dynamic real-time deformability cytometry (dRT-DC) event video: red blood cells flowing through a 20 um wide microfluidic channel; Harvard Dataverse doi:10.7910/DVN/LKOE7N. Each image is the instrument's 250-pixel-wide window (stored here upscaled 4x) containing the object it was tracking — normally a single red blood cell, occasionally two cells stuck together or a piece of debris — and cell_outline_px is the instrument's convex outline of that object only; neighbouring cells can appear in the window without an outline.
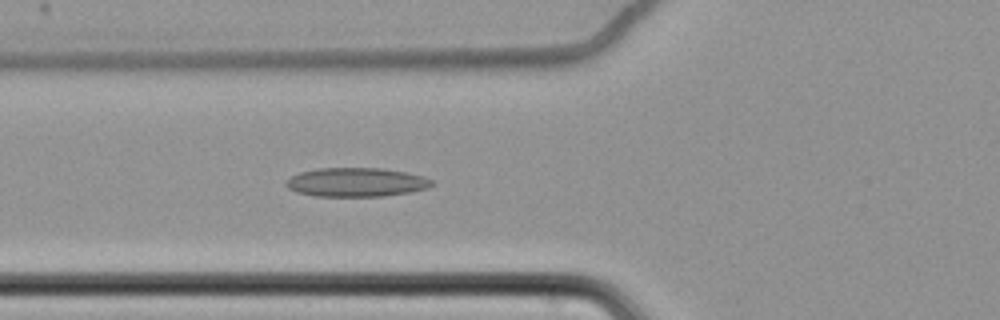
{"species": "common noctule bat (a hibernating species)", "species_latin": "Nyctalus noctula", "temperature_condition": "cold", "stored_images_in_passage": 64, "camera_frame_rate_fps": 3000, "um_per_image_px": 0.085, "animal": {"sex": "female", "body_mass_g": 22.7, "forearm_length_mm": 54.2}, "frame": {"image": 1, "passage_image": 27, "time_ms": 8.667, "image_size_px": [1000, 320], "cell_outline_px": [[436, 184], [428, 188], [408, 192], [384, 196], [316, 196], [296, 192], [288, 188], [284, 184], [292, 176], [300, 172], [320, 168], [384, 168], [408, 172], [424, 176], [432, 180]], "centroid_in_image_um": [30.32, 15.48], "position_along_channel_um": 95.5, "area_um2": 24.68}}
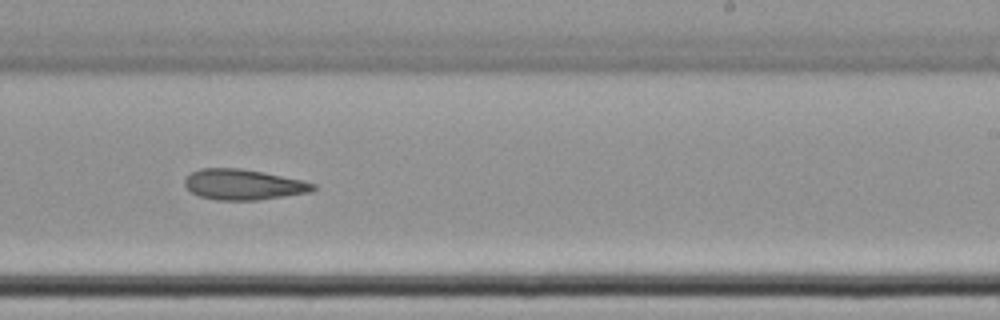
{"frame": {"image": 2, "passage_image": 42, "time_ms": 13.667, "image_size_px": [1000, 320], "cell_outline_px": [[316, 188], [312, 192], [256, 200], [216, 200], [200, 196], [192, 192], [184, 184], [184, 180], [192, 172], [200, 168], [240, 168], [264, 172], [304, 180], [316, 184]], "centroid_in_image_um": [20.72, 15.68], "position_along_channel_um": 268.3, "area_um2": 22.89}}
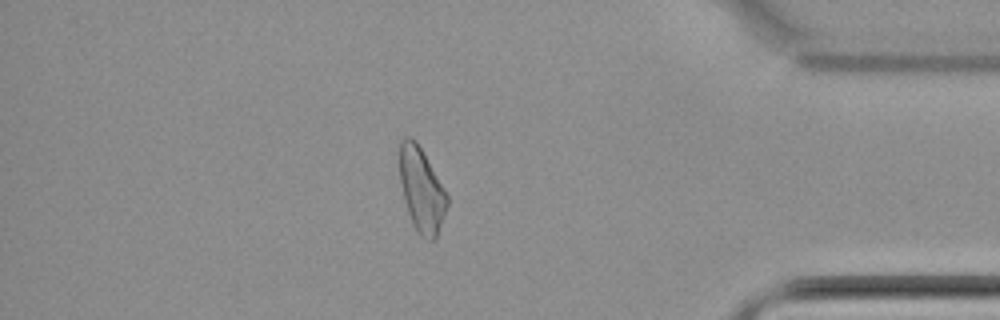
{"frame": {"image": 3, "passage_image": 56, "time_ms": 18.333, "image_size_px": [1000, 320], "cell_outline_px": [[448, 204], [436, 240], [432, 240], [420, 236], [416, 232], [412, 224], [404, 200], [400, 180], [400, 140], [404, 136], [408, 136], [416, 140], [444, 188], [448, 196]], "centroid_in_image_um": [35.83, 16.16], "position_along_channel_um": 399.4, "area_um2": 23.29}, "authors_computed_cell_mechanics": {"area_um2": 24.8829, "velocity_mm_per_s": 3.4596, "shape_relaxation_time_tau1_ms": null, "shape_relaxation_time_tau2_ms": 10.4631, "deformation_change_tau1": null, "deformation_change_tau2": 0.1869}}